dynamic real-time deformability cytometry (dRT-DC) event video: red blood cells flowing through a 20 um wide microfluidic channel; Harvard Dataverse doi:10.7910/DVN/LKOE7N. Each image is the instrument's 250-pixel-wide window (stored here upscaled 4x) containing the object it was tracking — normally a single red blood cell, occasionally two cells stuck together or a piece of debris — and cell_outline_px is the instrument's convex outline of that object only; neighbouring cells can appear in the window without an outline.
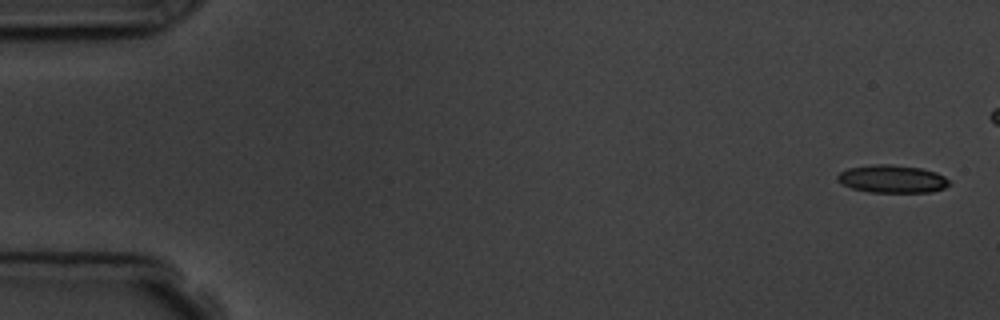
{"species": "common noctule bat (a hibernating species)", "species_latin": "Nyctalus noctula", "temperature_condition": "room temperature", "stored_images_in_passage": 16, "camera_frame_rate_fps": 3000, "um_per_image_px": 0.085, "animal": {"sex": "male", "body_mass_g": 19.5, "forearm_length_mm": 54.6}, "frame": {"image": 1, "passage_image": 1, "time_ms": 0.0, "image_size_px": [1000, 320], "cell_outline_px": [[952, 184], [944, 188], [932, 192], [868, 192], [852, 188], [840, 184], [836, 180], [836, 176], [840, 172], [848, 168], [872, 164], [888, 164], [920, 168], [936, 172], [944, 176]], "centroid_in_image_um": [75.81, 15.21], "position_along_channel_um": 9.2, "area_um2": 18.26}, "authors_computed_cell_mechanics": {"area_um2": 18.6983, "velocity_mm_per_s": 3.7171, "shape_relaxation_time_tau1_ms": 6.0538, "shape_relaxation_time_tau2_ms": null, "deformation_change_tau1": 0.1045, "deformation_change_tau2": null}}